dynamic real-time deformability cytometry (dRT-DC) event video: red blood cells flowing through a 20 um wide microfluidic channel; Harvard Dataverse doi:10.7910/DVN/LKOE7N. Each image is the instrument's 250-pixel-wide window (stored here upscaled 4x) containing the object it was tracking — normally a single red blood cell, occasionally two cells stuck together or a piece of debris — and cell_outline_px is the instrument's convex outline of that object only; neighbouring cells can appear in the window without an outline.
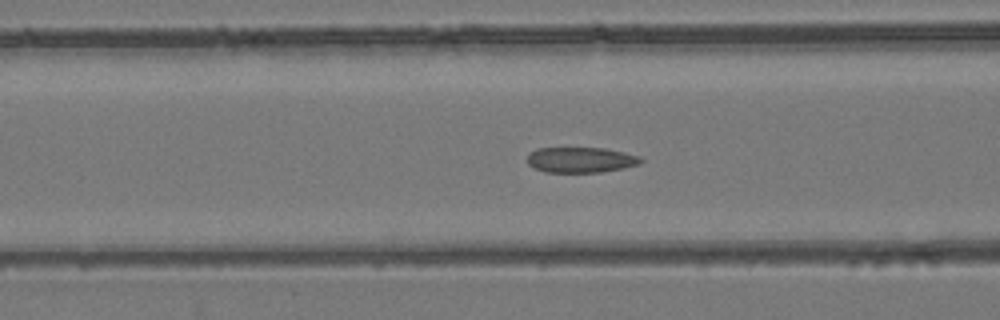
{"species": "common noctule bat (a hibernating species)", "species_latin": "Nyctalus noctula", "temperature_condition": "room temperature", "stored_images_in_passage": 54, "camera_frame_rate_fps": 3000, "um_per_image_px": 0.085, "animal": {"sex": "female", "body_mass_g": 24.6, "forearm_length_mm": 56.2}, "frame": {"image": 1, "passage_image": 22, "time_ms": 7.0, "image_size_px": [1000, 320], "cell_outline_px": [[644, 160], [640, 164], [624, 168], [600, 172], [544, 172], [528, 164], [528, 152], [536, 148], [604, 148], [624, 152], [640, 156]], "centroid_in_image_um": [49.38, 13.58], "position_along_channel_um": 117.2, "area_um2": 16.94}}
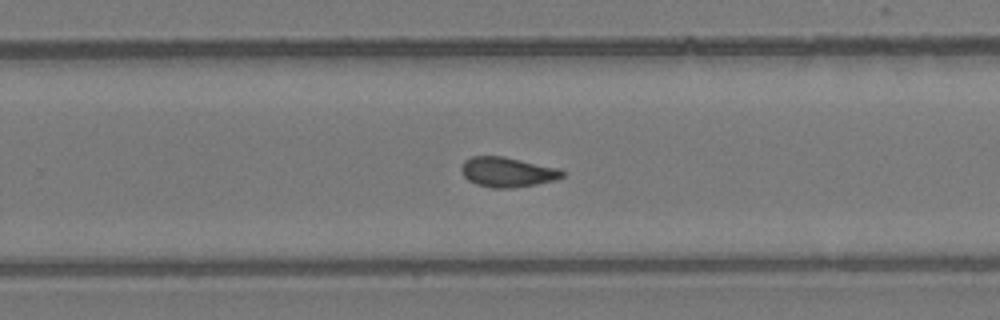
{"frame": {"image": 2, "passage_image": 35, "time_ms": 11.333, "image_size_px": [1000, 320], "cell_outline_px": [[564, 176], [556, 180], [536, 184], [512, 188], [492, 188], [476, 184], [468, 180], [460, 172], [460, 168], [464, 160], [472, 156], [504, 156], [560, 168], [564, 172]], "centroid_in_image_um": [43.12, 14.62], "position_along_channel_um": 286.7, "area_um2": 17.8}}
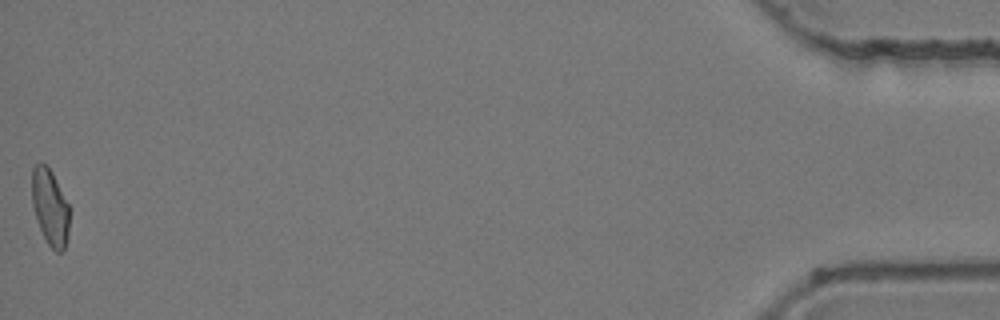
{"frame": {"image": 3, "passage_image": 54, "time_ms": 17.667, "image_size_px": [1000, 320], "cell_outline_px": [[68, 236], [64, 252], [56, 252], [48, 244], [40, 228], [32, 204], [32, 168], [40, 160], [52, 172], [68, 204]], "centroid_in_image_um": [4.25, 17.61], "position_along_channel_um": 431.0, "area_um2": 16.47}, "authors_computed_cell_mechanics": {"area_um2": 17.5712, "velocity_mm_per_s": 3.9087, "shape_relaxation_time_tau1_ms": null, "shape_relaxation_time_tau2_ms": 3.2636, "deformation_change_tau1": null, "deformation_change_tau2": 0.0816}}